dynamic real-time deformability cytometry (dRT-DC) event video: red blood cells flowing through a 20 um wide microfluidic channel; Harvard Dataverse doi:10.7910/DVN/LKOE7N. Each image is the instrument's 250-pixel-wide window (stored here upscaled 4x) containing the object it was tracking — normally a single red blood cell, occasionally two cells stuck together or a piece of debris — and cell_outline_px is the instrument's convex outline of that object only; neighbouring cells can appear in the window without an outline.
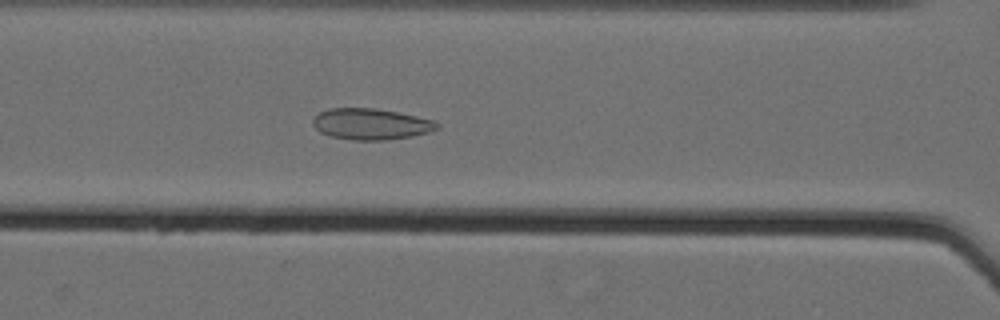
{"species": "Egyptian fruit bat (a non-hibernating species)", "species_latin": "Rousettus aegyptiacus", "temperature_condition": "cold", "stored_images_in_passage": 36, "camera_frame_rate_fps": 3000, "um_per_image_px": 0.085, "animal": {"sex": "female"}, "frame": {"image": 1, "passage_image": 6, "time_ms": 1.667, "image_size_px": [1000, 320], "cell_outline_px": [[440, 128], [428, 132], [412, 136], [384, 140], [356, 140], [328, 136], [320, 132], [312, 124], [312, 120], [320, 112], [328, 108], [376, 108], [400, 112], [432, 120], [440, 124]], "centroid_in_image_um": [31.52, 10.54], "position_along_channel_um": 135.1, "area_um2": 22.6}}
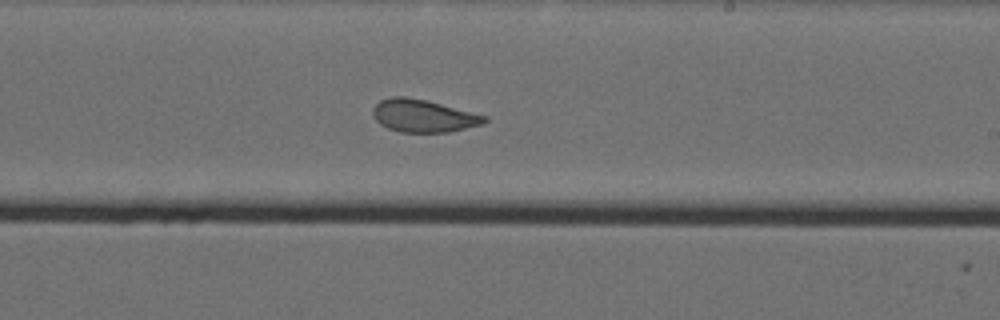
{"frame": {"image": 2, "passage_image": 16, "time_ms": 5.0, "image_size_px": [1000, 320], "cell_outline_px": [[488, 120], [484, 124], [448, 132], [400, 132], [388, 128], [380, 124], [372, 116], [372, 108], [380, 100], [392, 96], [404, 96], [424, 100], [488, 116]], "centroid_in_image_um": [35.96, 9.85], "position_along_channel_um": 253.0, "area_um2": 21.15}}
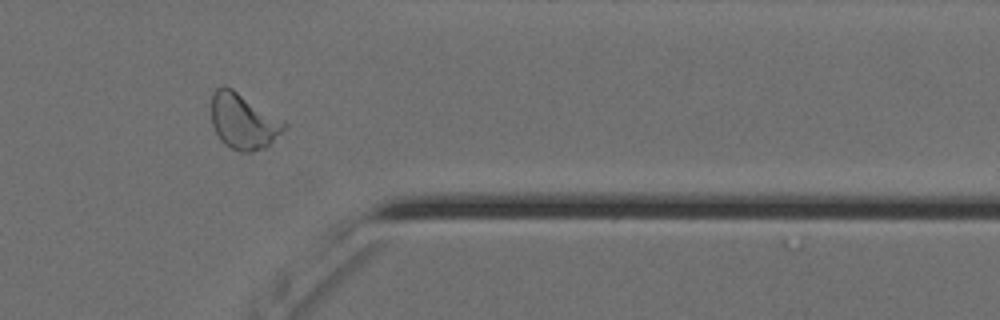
{"frame": {"image": 3, "passage_image": 28, "time_ms": 9.0, "image_size_px": [1000, 320], "cell_outline_px": [[288, 128], [264, 148], [252, 152], [240, 152], [224, 144], [220, 140], [212, 124], [212, 92], [216, 88], [224, 84], [232, 88], [284, 120], [288, 124]], "centroid_in_image_um": [20.7, 10.3], "position_along_channel_um": 390.7, "area_um2": 23.81}, "authors_computed_cell_mechanics": {"area_um2": 22.0218, "velocity_mm_per_s": 3.5476, "shape_relaxation_time_tau1_ms": null, "shape_relaxation_time_tau2_ms": 1.3135, "deformation_change_tau1": null, "deformation_change_tau2": 0.0783}}